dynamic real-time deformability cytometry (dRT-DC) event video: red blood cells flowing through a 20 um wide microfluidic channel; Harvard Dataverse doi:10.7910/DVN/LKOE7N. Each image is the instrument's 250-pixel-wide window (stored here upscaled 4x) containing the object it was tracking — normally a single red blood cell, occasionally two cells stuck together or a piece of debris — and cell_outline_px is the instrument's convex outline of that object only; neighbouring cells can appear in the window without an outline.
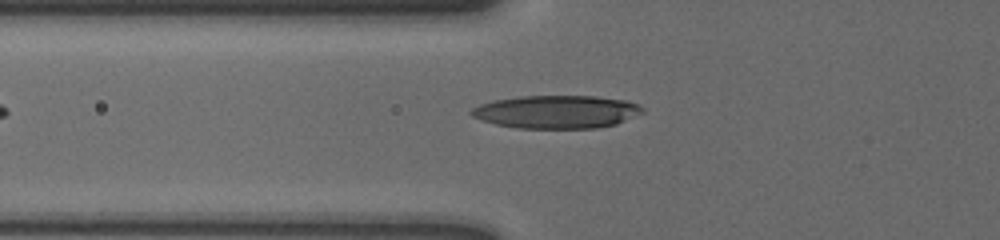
{"species": "human", "species_latin": "Homo sapiens", "temperature_condition": "cold", "stored_images_in_passage": 37, "camera_frame_rate_fps": 3000, "um_per_image_px": 0.085, "donor": {"sex": "male"}, "frame": {"image": 1, "passage_image": 2, "time_ms": 0.333, "image_size_px": [1000, 240], "cell_outline_px": [[644, 112], [616, 124], [596, 128], [516, 128], [496, 124], [480, 120], [472, 116], [468, 112], [472, 108], [480, 104], [492, 100], [520, 96], [596, 96], [624, 100], [640, 104], [644, 108]], "centroid_in_image_um": [47.29, 9.5], "position_along_channel_um": 78.5, "area_um2": 33.12}}
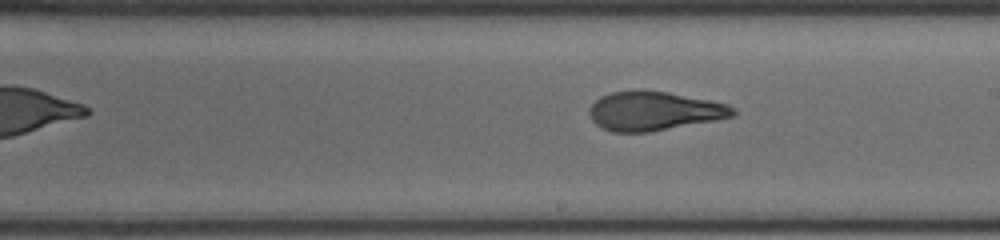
{"frame": {"image": 2, "passage_image": 15, "time_ms": 4.667, "image_size_px": [1000, 240], "cell_outline_px": [[736, 116], [716, 120], [652, 132], [612, 132], [596, 124], [592, 120], [588, 112], [588, 108], [600, 96], [612, 92], [636, 88], [640, 88], [668, 92], [728, 104], [736, 108]], "centroid_in_image_um": [55.59, 9.42], "position_along_channel_um": 233.4, "area_um2": 33.18}}
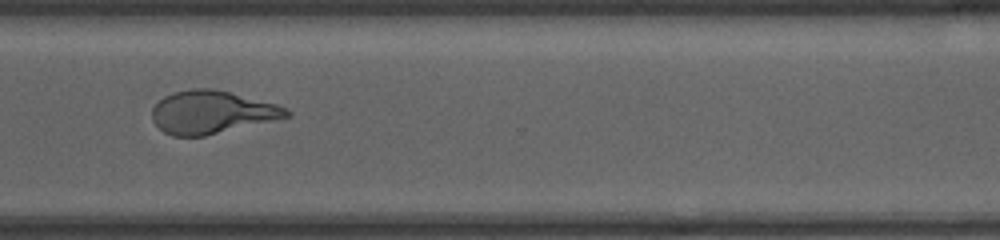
{"frame": {"image": 3, "passage_image": 25, "time_ms": 8.0, "image_size_px": [1000, 240], "cell_outline_px": [[292, 116], [204, 136], [172, 136], [164, 132], [152, 120], [152, 108], [164, 96], [172, 92], [192, 88], [212, 88], [276, 104], [292, 112]], "centroid_in_image_um": [17.98, 9.54], "position_along_channel_um": 352.6, "area_um2": 33.35}, "authors_computed_cell_mechanics": {"area_um2": 33.1194, "velocity_mm_per_s": 3.5923, "shape_relaxation_time_tau1_ms": 7.0734, "shape_relaxation_time_tau2_ms": 1.2754, "deformation_change_tau1": 0.2293, "deformation_change_tau2": 0.0917}}